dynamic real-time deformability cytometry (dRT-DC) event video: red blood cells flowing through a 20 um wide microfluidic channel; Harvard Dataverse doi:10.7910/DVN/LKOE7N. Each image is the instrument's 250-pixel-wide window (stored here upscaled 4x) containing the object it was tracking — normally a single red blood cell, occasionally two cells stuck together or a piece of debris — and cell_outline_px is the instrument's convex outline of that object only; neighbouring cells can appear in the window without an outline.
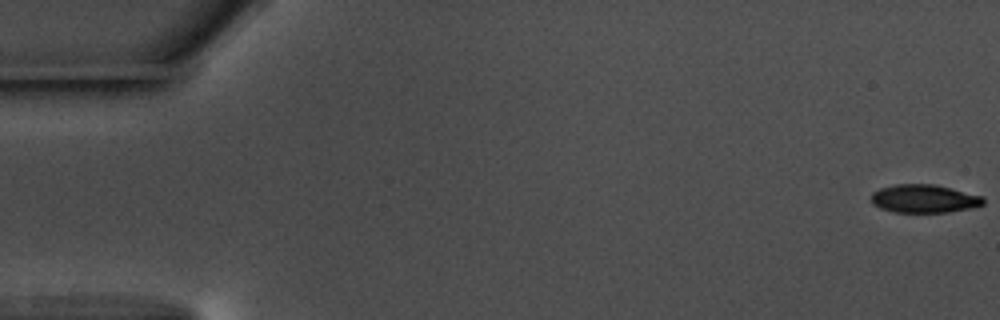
{"species": "common noctule bat (a hibernating species)", "species_latin": "Nyctalus noctula", "temperature_condition": "warm", "stored_images_in_passage": 58, "camera_frame_rate_fps": 3000, "um_per_image_px": 0.085, "animal": {"sex": "male", "body_mass_g": 17.5, "forearm_length_mm": 52.3}, "frame": {"image": 1, "passage_image": 1, "time_ms": 0.0, "image_size_px": [1000, 320], "cell_outline_px": [[984, 204], [968, 208], [948, 212], [896, 212], [880, 208], [872, 204], [872, 192], [880, 188], [896, 184], [936, 184], [984, 196]], "centroid_in_image_um": [78.55, 16.87], "position_along_channel_um": 6.4, "area_um2": 18.44}}
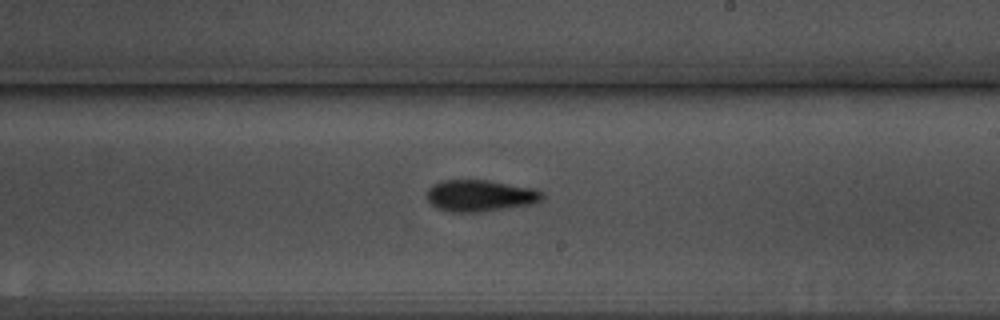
{"frame": {"image": 2, "passage_image": 34, "time_ms": 11.0, "image_size_px": [1000, 320], "cell_outline_px": [[544, 196], [540, 200], [532, 204], [476, 212], [452, 212], [436, 208], [428, 200], [428, 188], [432, 184], [444, 180], [484, 180], [532, 188], [544, 192]], "centroid_in_image_um": [40.79, 16.63], "position_along_channel_um": 248.2, "area_um2": 20.92}}
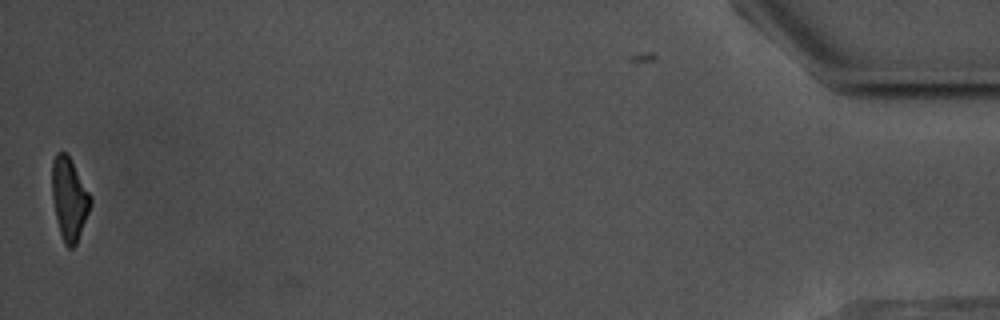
{"frame": {"image": 3, "passage_image": 57, "time_ms": 18.667, "image_size_px": [1000, 320], "cell_outline_px": [[92, 200], [88, 212], [76, 244], [72, 248], [68, 248], [64, 244], [56, 220], [52, 196], [52, 160], [56, 152], [68, 152], [92, 196]], "centroid_in_image_um": [5.88, 16.84], "position_along_channel_um": 429.3, "area_um2": 18.67}, "authors_computed_cell_mechanics": {"area_um2": 20.0855, "velocity_mm_per_s": 3.6239, "shape_relaxation_time_tau1_ms": 3.325, "shape_relaxation_time_tau2_ms": 3.4755, "deformation_change_tau1": 0.1568, "deformation_change_tau2": 0.1101}}